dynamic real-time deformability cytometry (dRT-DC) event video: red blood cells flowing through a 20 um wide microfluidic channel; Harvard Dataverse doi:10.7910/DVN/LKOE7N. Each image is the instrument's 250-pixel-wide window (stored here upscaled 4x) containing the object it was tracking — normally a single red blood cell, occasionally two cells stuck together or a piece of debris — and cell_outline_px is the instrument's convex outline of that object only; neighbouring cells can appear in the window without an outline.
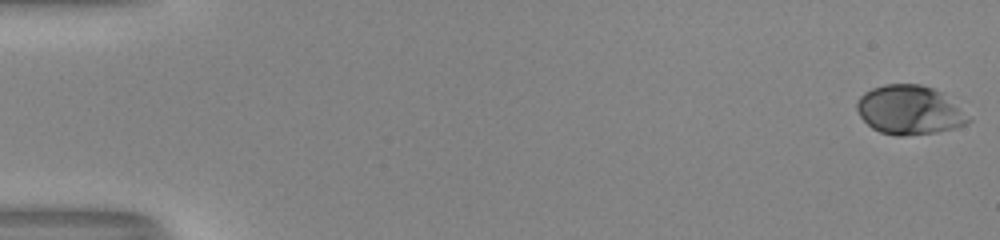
{"species": "human", "species_latin": "Homo sapiens", "temperature_condition": "room temperature", "stored_images_in_passage": 55, "camera_frame_rate_fps": 3000, "um_per_image_px": 0.085, "donor": {"sex": "male"}, "frame": {"image": 1, "passage_image": 1, "time_ms": 0.0, "image_size_px": [1000, 240], "cell_outline_px": [[972, 120], [964, 124], [952, 128], [936, 132], [904, 136], [896, 136], [880, 132], [872, 128], [860, 116], [856, 108], [856, 104], [860, 96], [864, 92], [872, 88], [884, 84], [920, 84], [932, 88], [940, 92]], "centroid_in_image_um": [77.23, 9.35], "position_along_channel_um": 7.8, "area_um2": 31.39}}
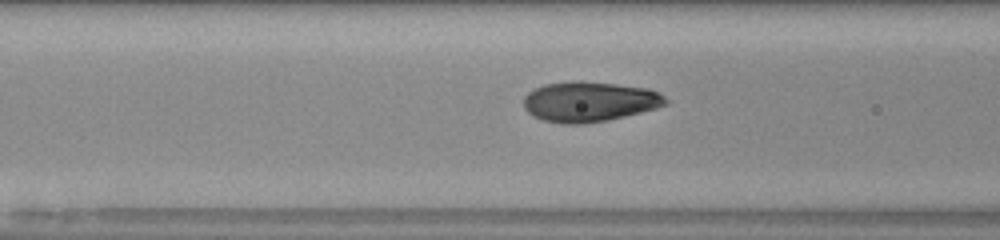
{"frame": {"image": 2, "passage_image": 24, "time_ms": 7.667, "image_size_px": [1000, 240], "cell_outline_px": [[668, 104], [656, 108], [608, 120], [584, 124], [564, 124], [544, 120], [532, 116], [524, 108], [524, 96], [528, 92], [544, 84], [572, 80], [576, 80], [616, 84], [648, 88], [660, 92], [668, 100]], "centroid_in_image_um": [50.09, 8.63], "position_along_channel_um": 116.5, "area_um2": 33.41}}
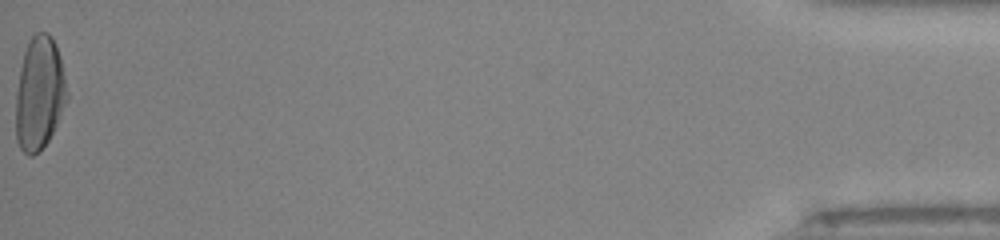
{"frame": {"image": 3, "passage_image": 55, "time_ms": 18.0, "image_size_px": [1000, 240], "cell_outline_px": [[68, 96], [56, 124], [48, 140], [32, 156], [28, 156], [20, 148], [16, 140], [16, 92], [20, 68], [24, 52], [28, 40], [36, 32], [48, 32], [52, 36], [56, 44], [60, 56], [68, 92]], "centroid_in_image_um": [3.34, 7.89], "position_along_channel_um": 431.9, "area_um2": 33.64}, "authors_computed_cell_mechanics": {"area_um2": 32.1368, "velocity_mm_per_s": 4.0164, "shape_relaxation_time_tau1_ms": 3.6226, "shape_relaxation_time_tau2_ms": null, "deformation_change_tau1": 0.195, "deformation_change_tau2": null}}